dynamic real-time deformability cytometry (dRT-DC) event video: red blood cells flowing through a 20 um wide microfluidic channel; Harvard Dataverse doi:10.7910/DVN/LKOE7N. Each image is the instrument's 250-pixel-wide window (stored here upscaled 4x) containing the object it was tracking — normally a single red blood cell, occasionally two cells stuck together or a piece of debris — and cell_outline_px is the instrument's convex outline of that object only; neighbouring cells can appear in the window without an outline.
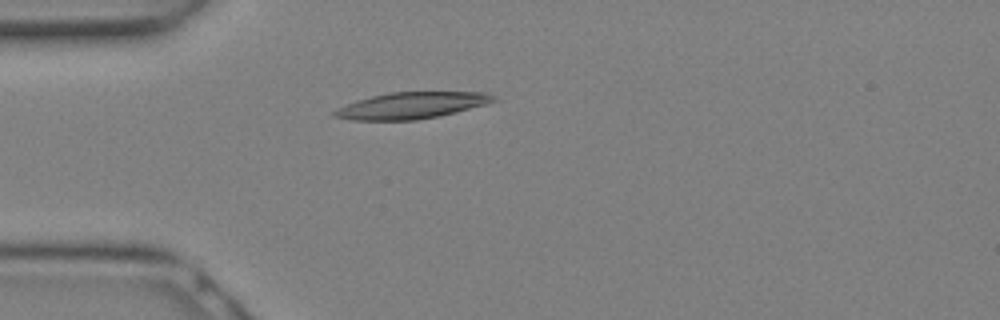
{"species": "Egyptian fruit bat (a non-hibernating species)", "species_latin": "Rousettus aegyptiacus", "temperature_condition": "warm", "stored_images_in_passage": 10, "camera_frame_rate_fps": 3000, "um_per_image_px": 0.085, "animal": {"sex": "female"}, "frame": {"image": 1, "passage_image": 4, "time_ms": 1.0, "image_size_px": [1000, 320], "cell_outline_px": [[496, 100], [484, 104], [456, 112], [440, 116], [416, 120], [348, 120], [332, 116], [332, 112], [356, 100], [388, 92], [488, 92], [496, 96]], "centroid_in_image_um": [34.97, 8.96], "position_along_channel_um": 50.0, "area_um2": 24.45}}
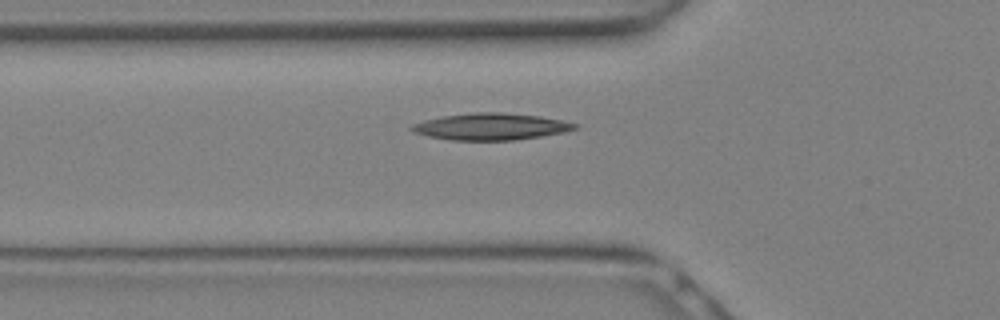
{"frame": {"image": 2, "passage_image": 6, "time_ms": 1.667, "image_size_px": [1000, 320], "cell_outline_px": [[580, 128], [564, 132], [516, 140], [448, 140], [428, 136], [412, 132], [408, 128], [412, 124], [424, 120], [444, 116], [476, 112], [504, 112], [540, 116], [580, 124]], "centroid_in_image_um": [41.73, 10.76], "position_along_channel_um": 84.1, "area_um2": 25.55}}
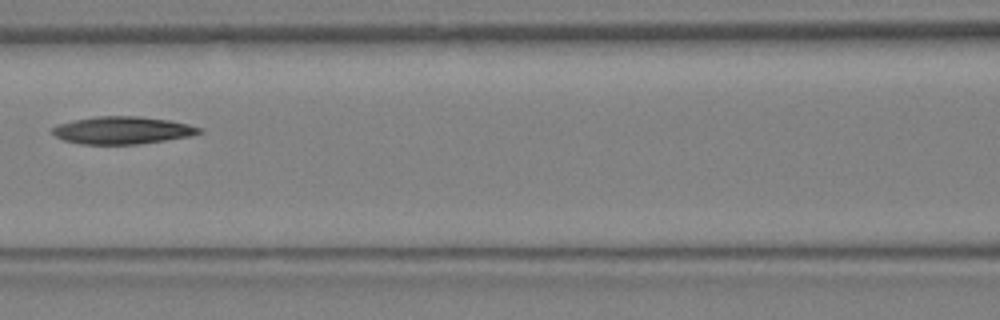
{"frame": {"image": 3, "passage_image": 9, "time_ms": 2.667, "image_size_px": [1000, 320], "cell_outline_px": [[204, 132], [192, 136], [140, 144], [80, 144], [64, 140], [56, 136], [52, 132], [52, 128], [56, 124], [96, 116], [140, 116], [168, 120], [188, 124], [204, 128]], "centroid_in_image_um": [10.45, 11.07], "position_along_channel_um": 156.1, "area_um2": 23.64}}